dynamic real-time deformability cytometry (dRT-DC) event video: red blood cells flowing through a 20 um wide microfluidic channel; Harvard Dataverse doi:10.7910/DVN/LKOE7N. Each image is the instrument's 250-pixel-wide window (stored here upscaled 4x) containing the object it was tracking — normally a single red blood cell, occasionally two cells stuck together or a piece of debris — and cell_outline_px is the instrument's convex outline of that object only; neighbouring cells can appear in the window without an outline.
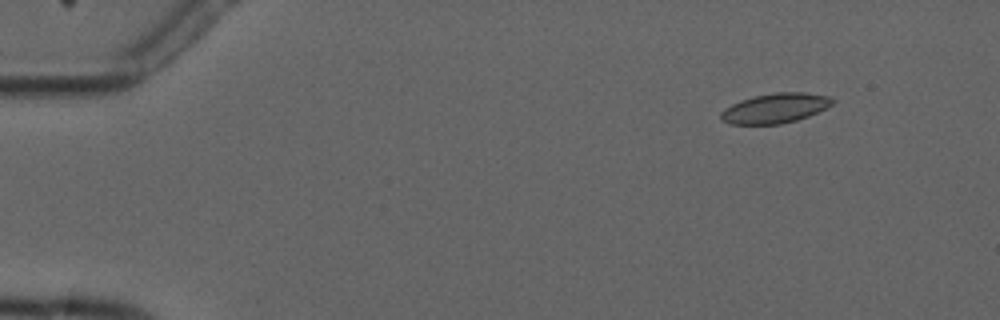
{"species": "common noctule bat (a hibernating species)", "species_latin": "Nyctalus noctula", "temperature_condition": "cold", "stored_images_in_passage": 4, "camera_frame_rate_fps": 3000, "um_per_image_px": 0.085, "animal": {"sex": "male", "forearm_length_mm": 52.5}, "frame": {"image": 1, "passage_image": 2, "time_ms": 1.333, "image_size_px": [1000, 320], "cell_outline_px": [[836, 100], [828, 108], [808, 116], [796, 120], [780, 124], [732, 124], [720, 120], [720, 112], [724, 108], [740, 100], [756, 96], [776, 92], [804, 92], [828, 96]], "centroid_in_image_um": [65.89, 9.2], "position_along_channel_um": 19.1, "area_um2": 19.42}}